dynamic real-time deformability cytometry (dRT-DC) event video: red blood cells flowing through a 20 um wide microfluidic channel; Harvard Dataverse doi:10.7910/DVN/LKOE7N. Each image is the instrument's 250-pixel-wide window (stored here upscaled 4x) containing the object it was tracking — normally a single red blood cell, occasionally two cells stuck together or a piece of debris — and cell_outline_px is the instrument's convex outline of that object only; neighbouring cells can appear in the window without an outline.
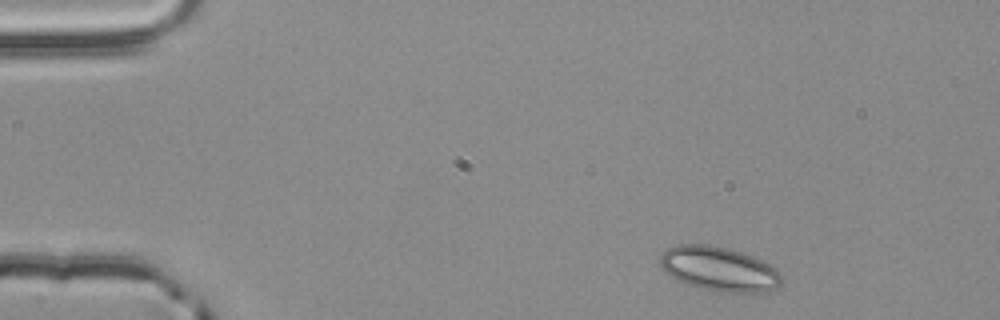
{"species": "common noctule bat (a hibernating species)", "species_latin": "Nyctalus noctula", "temperature_condition": "room temperature", "stored_images_in_passage": 4, "camera_frame_rate_fps": 3000, "um_per_image_px": 0.085, "animal": {"sex": "male", "body_mass_g": 20.4}, "frame": {"image": 1, "passage_image": 1, "time_ms": 0.0, "image_size_px": [1000, 320], "cell_outline_px": [[784, 280], [776, 288], [768, 292], [720, 292], [688, 284], [676, 280], [664, 272], [660, 264], [660, 256], [668, 248], [676, 244], [708, 244], [728, 248], [744, 252], [776, 268], [784, 276]], "centroid_in_image_um": [61.15, 22.85], "position_along_channel_um": 23.9, "area_um2": 31.67}}